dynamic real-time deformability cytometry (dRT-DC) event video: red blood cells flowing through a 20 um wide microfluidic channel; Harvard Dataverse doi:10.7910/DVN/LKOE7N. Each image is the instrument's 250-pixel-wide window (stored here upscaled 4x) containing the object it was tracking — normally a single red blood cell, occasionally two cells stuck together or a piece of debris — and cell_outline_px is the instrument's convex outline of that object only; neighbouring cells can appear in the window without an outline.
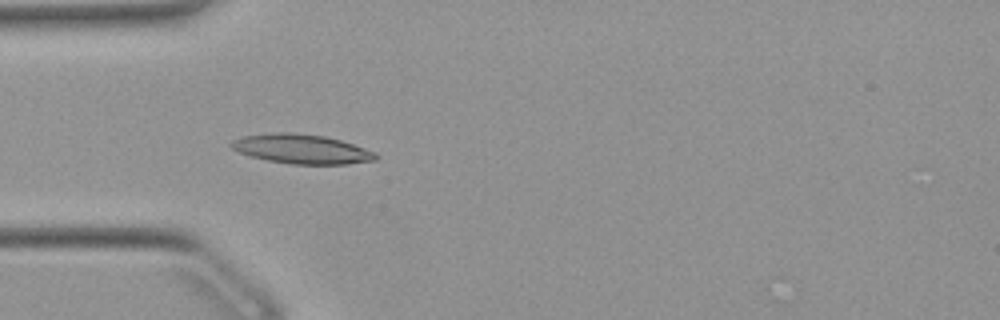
{"species": "Egyptian fruit bat (a non-hibernating species)", "species_latin": "Rousettus aegyptiacus", "temperature_condition": "warm", "stored_images_in_passage": 38, "camera_frame_rate_fps": 3000, "um_per_image_px": 0.085, "animal": {"sex": "female"}, "frame": {"image": 1, "passage_image": 2, "time_ms": 0.333, "image_size_px": [1000, 320], "cell_outline_px": [[380, 156], [376, 160], [348, 164], [288, 164], [248, 156], [232, 148], [228, 144], [232, 140], [240, 136], [268, 132], [288, 132], [324, 136], [340, 140], [376, 152]], "centroid_in_image_um": [25.6, 12.66], "position_along_channel_um": 59.4, "area_um2": 24.97}}
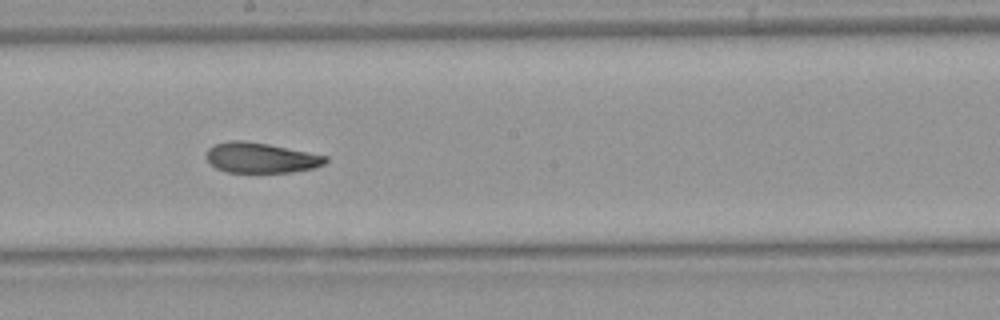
{"frame": {"image": 2, "passage_image": 15, "time_ms": 4.667, "image_size_px": [1000, 320], "cell_outline_px": [[328, 160], [324, 164], [312, 168], [292, 172], [228, 172], [216, 168], [208, 160], [208, 148], [216, 144], [228, 140], [244, 140], [268, 144], [328, 156]], "centroid_in_image_um": [22.19, 13.4], "position_along_channel_um": 226.0, "area_um2": 20.81}}
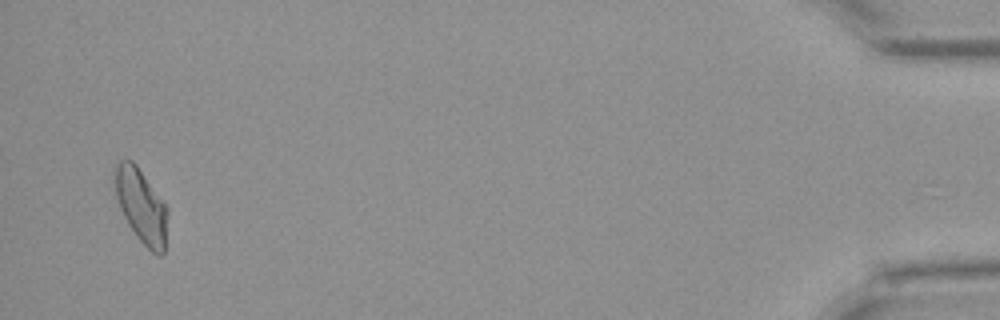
{"frame": {"image": 3, "passage_image": 37, "time_ms": 12.0, "image_size_px": [1000, 320], "cell_outline_px": [[168, 212], [164, 252], [160, 256], [156, 256], [136, 236], [128, 224], [120, 208], [116, 196], [112, 172], [112, 164], [120, 160], [132, 160], [136, 164], [168, 208]], "centroid_in_image_um": [11.97, 17.46], "position_along_channel_um": 423.2, "area_um2": 23.0}, "authors_computed_cell_mechanics": {"area_um2": 21.8773, "velocity_mm_per_s": 3.8968, "shape_relaxation_time_tau1_ms": 9.0423, "shape_relaxation_time_tau2_ms": 3.2669, "deformation_change_tau1": 0.2057, "deformation_change_tau2": 0.1021}}